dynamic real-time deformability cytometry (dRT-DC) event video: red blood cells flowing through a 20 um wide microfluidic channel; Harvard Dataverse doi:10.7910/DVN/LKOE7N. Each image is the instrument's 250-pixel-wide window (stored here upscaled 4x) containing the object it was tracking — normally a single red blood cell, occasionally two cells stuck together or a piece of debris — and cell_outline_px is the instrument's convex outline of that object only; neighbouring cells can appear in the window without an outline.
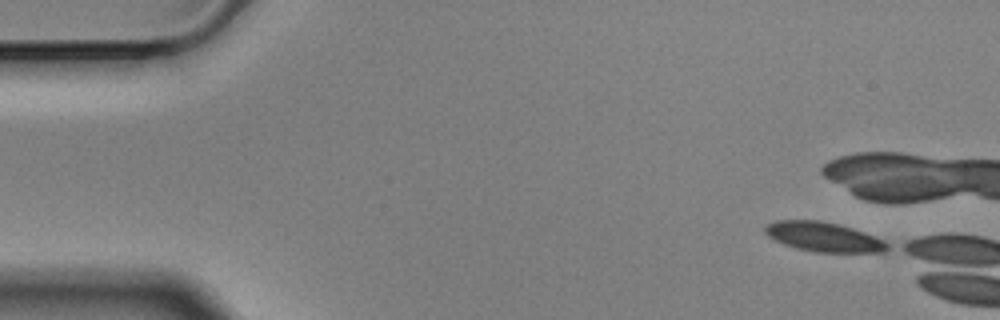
{"species": "Egyptian fruit bat (a non-hibernating species)", "species_latin": "Rousettus aegyptiacus", "temperature_condition": "cold", "stored_images_in_passage": 1, "camera_frame_rate_fps": 3000, "um_per_image_px": 0.085, "animal": {"sex": "male"}, "frame": {"image": 1, "passage_image": 1, "time_ms": 0.0, "image_size_px": [1000, 320], "cell_outline_px": [[888, 248], [880, 252], [816, 252], [796, 248], [784, 244], [768, 236], [764, 232], [764, 228], [768, 224], [776, 220], [820, 220], [852, 228], [864, 232], [888, 244]], "centroid_in_image_um": [69.94, 20.13], "position_along_channel_um": 15.1, "area_um2": 20.63}}